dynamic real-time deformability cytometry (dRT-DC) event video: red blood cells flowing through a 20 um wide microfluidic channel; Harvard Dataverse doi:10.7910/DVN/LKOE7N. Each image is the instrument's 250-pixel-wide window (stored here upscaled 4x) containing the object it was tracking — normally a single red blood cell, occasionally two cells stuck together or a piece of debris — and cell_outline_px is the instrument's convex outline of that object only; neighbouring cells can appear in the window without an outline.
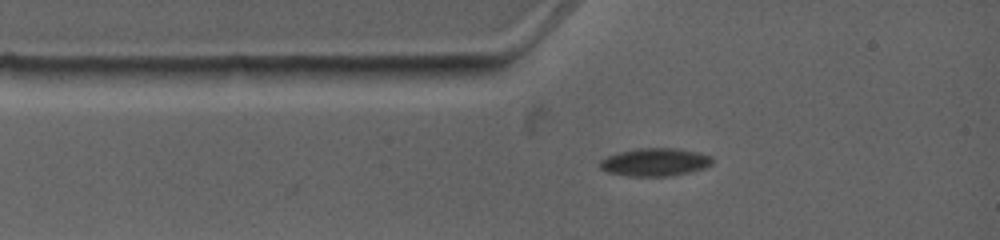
{"species": "common noctule bat (a hibernating species)", "species_latin": "Nyctalus noctula", "temperature_condition": "warm", "stored_images_in_passage": 3, "camera_frame_rate_fps": 4500, "um_per_image_px": 0.085, "animal": {"sex": "female", "body_mass_g": 19.0, "forearm_length_mm": 53.3}, "frame": {"image": 1, "passage_image": 3, "time_ms": 1.778, "image_size_px": [1000, 240], "cell_outline_px": [[712, 164], [704, 168], [672, 176], [628, 176], [608, 172], [600, 168], [600, 160], [608, 156], [620, 152], [636, 148], [680, 148], [700, 152], [712, 156]], "centroid_in_image_um": [55.7, 13.77], "position_along_channel_um": 29.3, "area_um2": 18.38}}